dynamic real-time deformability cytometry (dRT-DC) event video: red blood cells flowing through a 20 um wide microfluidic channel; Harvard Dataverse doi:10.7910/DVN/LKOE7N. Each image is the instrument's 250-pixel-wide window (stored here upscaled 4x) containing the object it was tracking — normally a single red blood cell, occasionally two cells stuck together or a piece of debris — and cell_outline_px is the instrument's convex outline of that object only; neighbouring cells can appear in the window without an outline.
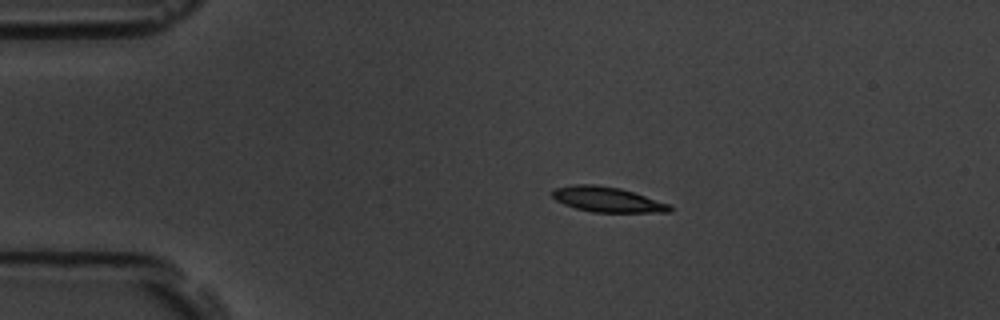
{"species": "common noctule bat (a hibernating species)", "species_latin": "Nyctalus noctula", "temperature_condition": "room temperature", "stored_images_in_passage": 4, "camera_frame_rate_fps": 3000, "um_per_image_px": 0.085, "animal": {"sex": "male", "body_mass_g": 19.5, "forearm_length_mm": 54.6}, "frame": {"image": 1, "passage_image": 2, "time_ms": 0.333, "image_size_px": [1000, 320], "cell_outline_px": [[672, 212], [592, 212], [576, 208], [564, 204], [556, 200], [552, 196], [552, 188], [572, 184], [596, 184], [620, 188], [668, 204], [672, 208]], "centroid_in_image_um": [51.55, 16.94], "position_along_channel_um": 33.4, "area_um2": 17.11}}
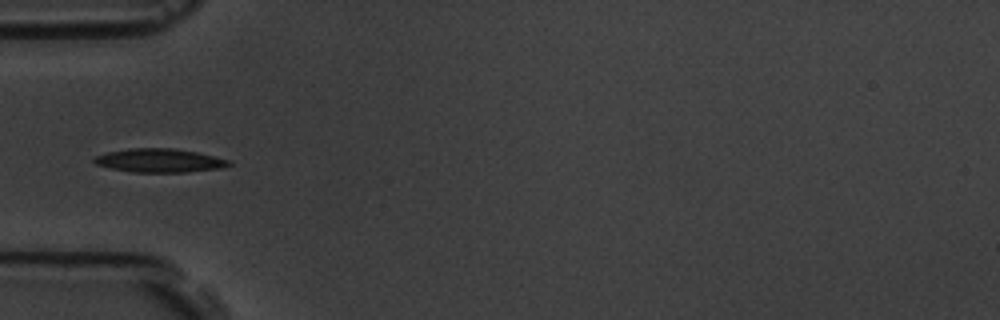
{"frame": {"image": 2, "passage_image": 4, "time_ms": 1.0, "image_size_px": [1000, 320], "cell_outline_px": [[232, 164], [224, 168], [188, 172], [132, 172], [112, 168], [96, 164], [92, 160], [96, 156], [108, 152], [128, 148], [172, 148], [196, 152], [228, 160]], "centroid_in_image_um": [13.56, 13.64], "position_along_channel_um": 71.4, "area_um2": 18.44}}